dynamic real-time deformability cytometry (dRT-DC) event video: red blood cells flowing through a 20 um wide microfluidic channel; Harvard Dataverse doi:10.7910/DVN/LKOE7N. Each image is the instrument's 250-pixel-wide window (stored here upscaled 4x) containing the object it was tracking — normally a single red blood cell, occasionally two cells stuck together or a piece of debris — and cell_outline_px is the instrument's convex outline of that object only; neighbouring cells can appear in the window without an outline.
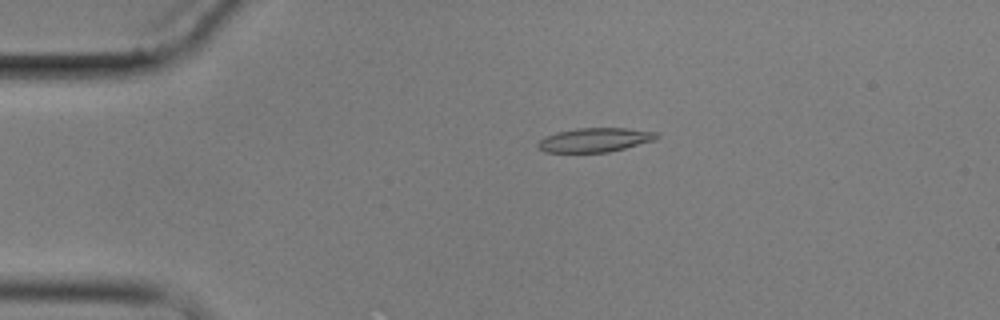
{"species": "common noctule bat (a hibernating species)", "species_latin": "Nyctalus noctula", "temperature_condition": "cold", "stored_images_in_passage": 13, "camera_frame_rate_fps": 3000, "um_per_image_px": 0.085, "animal": {"sex": "male", "body_mass_g": 17.9}, "frame": {"image": 1, "passage_image": 2, "time_ms": 1.0, "image_size_px": [1000, 320], "cell_outline_px": [[660, 136], [656, 140], [608, 152], [544, 152], [536, 144], [544, 136], [556, 132], [576, 128], [628, 128], [656, 132]], "centroid_in_image_um": [50.57, 11.88], "position_along_channel_um": 34.4, "area_um2": 16.7}}
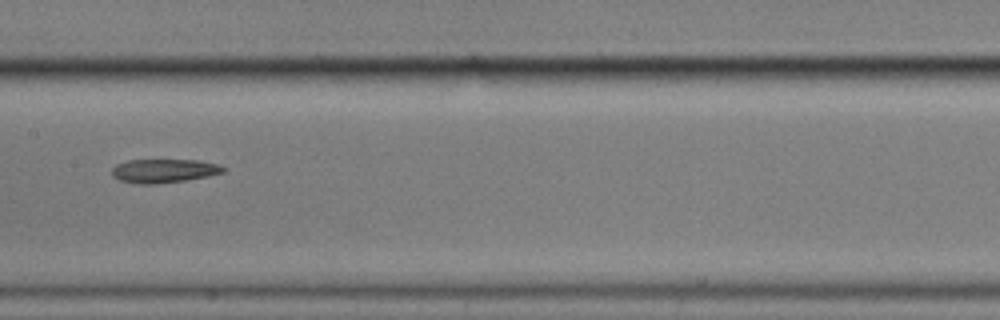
{"frame": {"image": 2, "passage_image": 6, "time_ms": 6.667, "image_size_px": [1000, 320], "cell_outline_px": [[228, 168], [224, 172], [208, 176], [184, 180], [152, 184], [140, 184], [120, 180], [112, 176], [112, 168], [116, 164], [128, 160], [200, 160], [216, 164]], "centroid_in_image_um": [13.93, 14.51], "position_along_channel_um": 193.5, "area_um2": 15.32}}
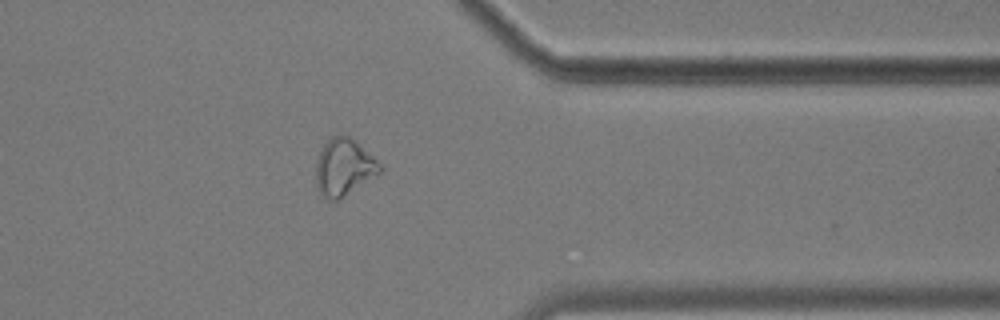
{"frame": {"image": 3, "passage_image": 11, "time_ms": 12.333, "image_size_px": [1000, 320], "cell_outline_px": [[384, 168], [380, 172], [336, 200], [332, 200], [324, 196], [320, 192], [316, 184], [316, 160], [324, 144], [332, 136], [340, 132], [356, 140], [384, 164]], "centroid_in_image_um": [29.26, 14.14], "position_along_channel_um": 382.1, "area_um2": 21.21}}